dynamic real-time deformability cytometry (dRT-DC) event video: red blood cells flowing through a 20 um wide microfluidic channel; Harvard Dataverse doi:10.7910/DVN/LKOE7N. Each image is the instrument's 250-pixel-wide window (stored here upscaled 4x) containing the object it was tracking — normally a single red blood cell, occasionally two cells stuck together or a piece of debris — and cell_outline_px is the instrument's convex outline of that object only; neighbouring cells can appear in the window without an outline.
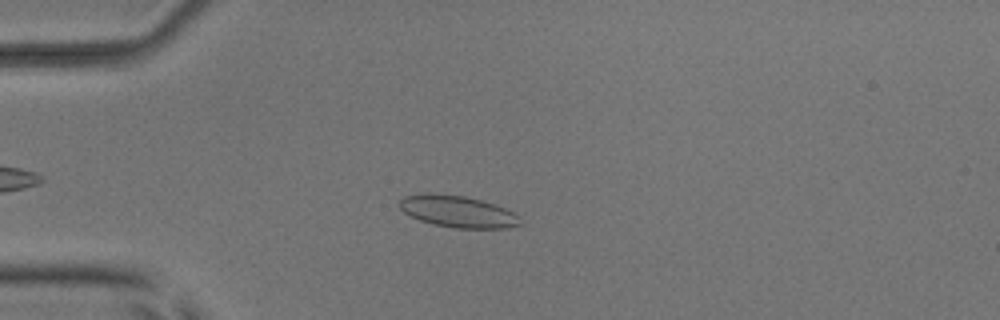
{"species": "common noctule bat (a hibernating species)", "species_latin": "Nyctalus noctula", "temperature_condition": "room temperature", "stored_images_in_passage": 5, "camera_frame_rate_fps": 3000, "um_per_image_px": 0.085, "animal": {"sex": "male", "body_mass_g": 17.9, "forearm_length_mm": 54.2}, "frame": {"image": 1, "passage_image": 5, "time_ms": 4.667, "image_size_px": [1000, 320], "cell_outline_px": [[520, 224], [508, 228], [456, 228], [432, 224], [420, 220], [404, 212], [400, 208], [400, 200], [404, 196], [464, 196], [480, 200], [504, 208], [512, 212], [516, 216]], "centroid_in_image_um": [38.93, 18.03], "position_along_channel_um": 46.1, "area_um2": 21.1}}